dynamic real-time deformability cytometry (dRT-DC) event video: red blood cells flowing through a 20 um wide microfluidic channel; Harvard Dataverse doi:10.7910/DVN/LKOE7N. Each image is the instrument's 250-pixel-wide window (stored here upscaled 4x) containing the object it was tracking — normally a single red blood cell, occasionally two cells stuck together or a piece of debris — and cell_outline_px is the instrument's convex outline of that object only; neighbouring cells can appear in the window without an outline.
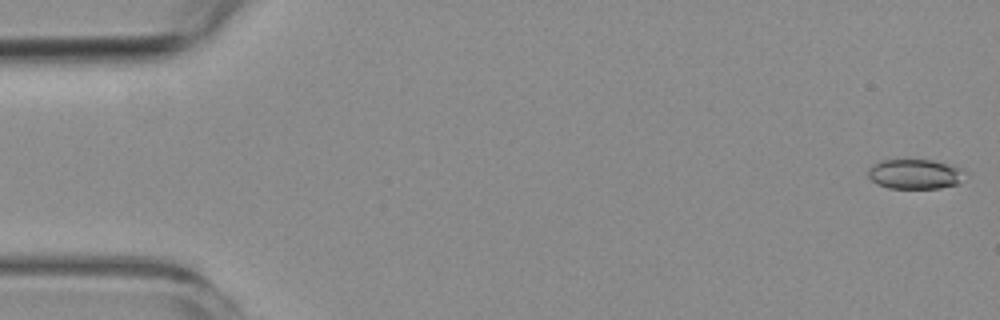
{"species": "common noctule bat (a hibernating species)", "species_latin": "Nyctalus noctula", "temperature_condition": "room temperature", "stored_images_in_passage": 4, "camera_frame_rate_fps": 3000, "um_per_image_px": 0.085, "animal": {"sex": "female", "body_mass_g": 19.3, "forearm_length_mm": 54.1}, "frame": {"image": 1, "passage_image": 1, "time_ms": 0.0, "image_size_px": [1000, 320], "cell_outline_px": [[968, 172], [956, 184], [940, 188], [888, 188], [876, 184], [868, 176], [868, 168], [872, 164], [880, 160], [932, 160], [960, 168]], "centroid_in_image_um": [77.73, 14.79], "position_along_channel_um": 7.3, "area_um2": 16.82}}